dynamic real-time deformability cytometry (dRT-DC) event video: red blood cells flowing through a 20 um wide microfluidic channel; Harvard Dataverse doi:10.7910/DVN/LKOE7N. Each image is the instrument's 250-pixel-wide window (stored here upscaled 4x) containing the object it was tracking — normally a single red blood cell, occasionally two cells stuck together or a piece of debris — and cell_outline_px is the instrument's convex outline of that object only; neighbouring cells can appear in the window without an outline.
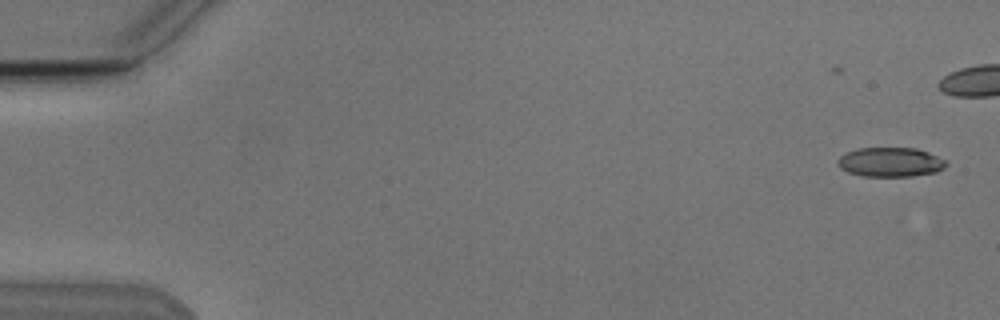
{"species": "Egyptian fruit bat (a non-hibernating species)", "species_latin": "Rousettus aegyptiacus", "temperature_condition": "cold", "stored_images_in_passage": 8, "camera_frame_rate_fps": 3000, "um_per_image_px": 0.085, "animal": {"sex": "male"}, "frame": {"image": 1, "passage_image": 1, "time_ms": 0.0, "image_size_px": [1000, 320], "cell_outline_px": [[948, 164], [944, 168], [936, 172], [912, 176], [864, 176], [848, 172], [840, 168], [836, 164], [836, 160], [840, 156], [856, 148], [916, 148], [928, 152], [948, 160]], "centroid_in_image_um": [75.7, 13.78], "position_along_channel_um": 9.3, "area_um2": 18.73}}